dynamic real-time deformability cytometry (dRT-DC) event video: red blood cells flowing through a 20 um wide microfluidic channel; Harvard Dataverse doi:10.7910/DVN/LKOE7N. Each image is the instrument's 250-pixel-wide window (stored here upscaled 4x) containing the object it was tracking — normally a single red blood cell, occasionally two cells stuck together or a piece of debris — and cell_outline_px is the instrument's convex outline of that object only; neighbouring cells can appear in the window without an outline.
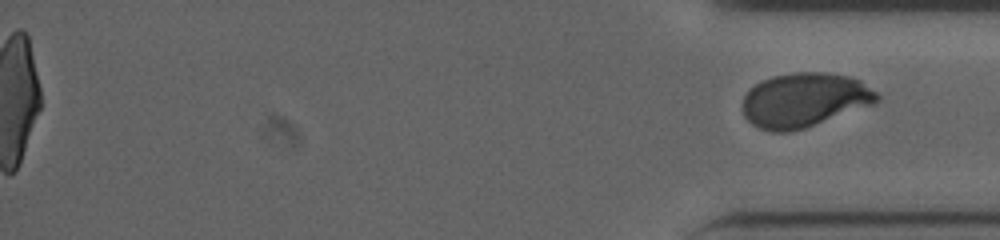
{"species": "human", "species_latin": "Homo sapiens", "temperature_condition": "cold", "stored_images_in_passage": 57, "segment_of_instrument_passage": [2, 2], "camera_frame_rate_fps": 3000, "um_per_image_px": 0.085, "donor": {"sex": "male"}, "frame": {"image": 1, "passage_image": 57, "time_ms": 18.667, "image_size_px": [1000, 240], "cell_outline_px": [[880, 100], [872, 104], [804, 128], [788, 132], [772, 132], [760, 128], [752, 124], [744, 116], [744, 96], [760, 80], [772, 76], [792, 72], [828, 72], [852, 76], [860, 80], [876, 92], [880, 96]], "centroid_in_image_um": [68.38, 8.48], "position_along_channel_um": 366.8, "area_um2": 42.31}}